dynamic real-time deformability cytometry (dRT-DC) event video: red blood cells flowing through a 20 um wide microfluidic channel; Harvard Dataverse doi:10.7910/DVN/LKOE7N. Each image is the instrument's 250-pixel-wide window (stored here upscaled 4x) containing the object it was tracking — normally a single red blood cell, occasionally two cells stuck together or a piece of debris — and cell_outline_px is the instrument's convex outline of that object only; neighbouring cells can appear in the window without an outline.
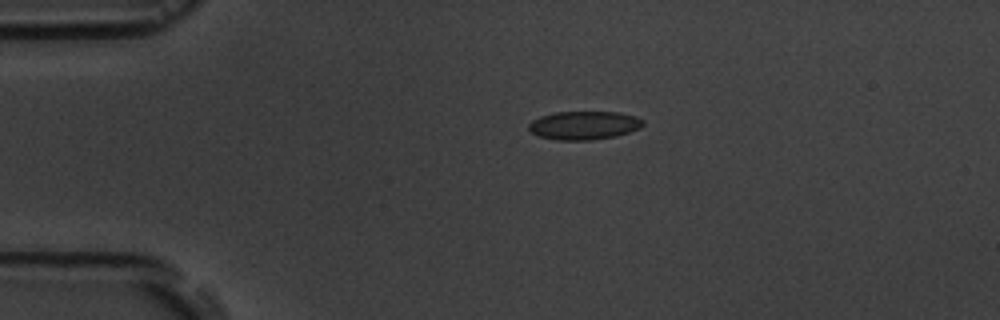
{"species": "common noctule bat (a hibernating species)", "species_latin": "Nyctalus noctula", "temperature_condition": "room temperature", "stored_images_in_passage": 4, "camera_frame_rate_fps": 3000, "um_per_image_px": 0.085, "animal": {"sex": "male", "body_mass_g": 19.5, "forearm_length_mm": 54.6}, "frame": {"image": 1, "passage_image": 1, "time_ms": 0.0, "image_size_px": [1000, 320], "cell_outline_px": [[644, 124], [640, 128], [616, 136], [592, 140], [556, 140], [536, 136], [528, 128], [528, 124], [532, 120], [540, 116], [552, 112], [620, 112], [636, 116], [644, 120]], "centroid_in_image_um": [49.62, 10.65], "position_along_channel_um": 35.4, "area_um2": 19.19}}
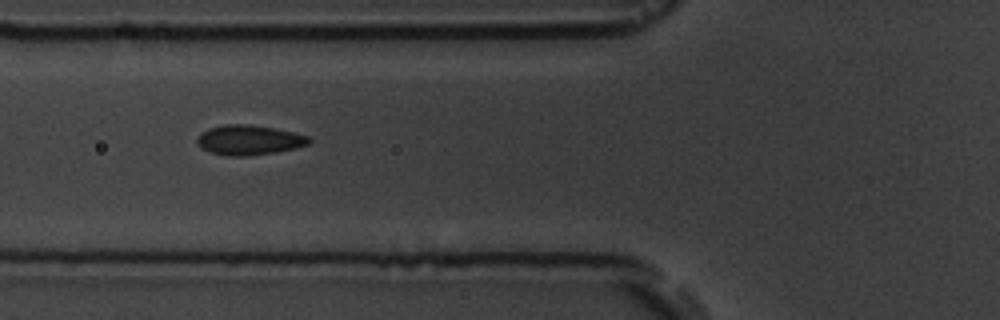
{"frame": {"image": 2, "passage_image": 3, "time_ms": 3.0, "image_size_px": [1000, 320], "cell_outline_px": [[312, 140], [308, 144], [296, 148], [276, 152], [248, 156], [232, 156], [208, 152], [196, 140], [200, 132], [208, 128], [224, 124], [248, 124], [272, 128], [292, 132], [308, 136]], "centroid_in_image_um": [21.16, 11.9], "position_along_channel_um": 104.6, "area_um2": 19.36}}
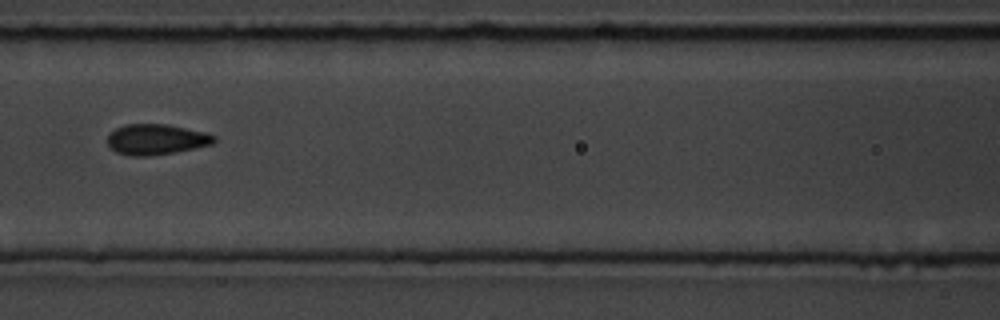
{"frame": {"image": 3, "passage_image": 4, "time_ms": 4.333, "image_size_px": [1000, 320], "cell_outline_px": [[216, 140], [212, 144], [172, 152], [148, 156], [128, 156], [116, 152], [108, 148], [108, 136], [116, 128], [128, 124], [168, 124], [204, 132], [216, 136]], "centroid_in_image_um": [13.24, 11.85], "position_along_channel_um": 153.4, "area_um2": 18.84}}